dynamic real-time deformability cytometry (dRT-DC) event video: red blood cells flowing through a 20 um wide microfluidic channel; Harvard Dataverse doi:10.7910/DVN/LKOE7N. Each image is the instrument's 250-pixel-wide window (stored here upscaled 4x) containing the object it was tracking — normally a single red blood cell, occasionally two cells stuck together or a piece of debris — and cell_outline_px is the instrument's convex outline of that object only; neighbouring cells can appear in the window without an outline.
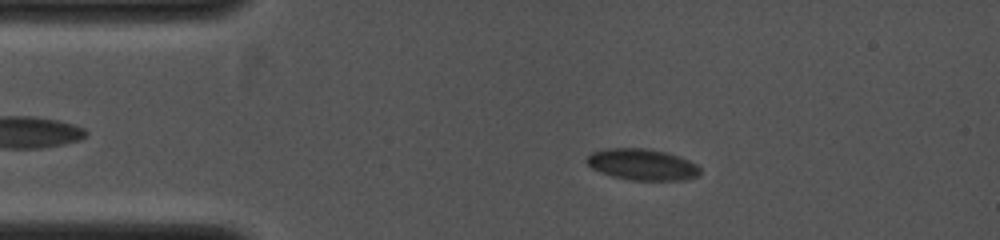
{"species": "common noctule bat (a hibernating species)", "species_latin": "Nyctalus noctula", "temperature_condition": "cold", "stored_images_in_passage": 3, "camera_frame_rate_fps": 4000, "um_per_image_px": 0.085, "animal": {"sex": "female", "body_mass_g": 19.0, "forearm_length_mm": 53.3}, "frame": {"image": 1, "passage_image": 2, "time_ms": 1.25, "image_size_px": [1000, 240], "cell_outline_px": [[700, 172], [696, 176], [684, 180], [632, 180], [612, 176], [600, 172], [592, 168], [584, 160], [592, 152], [604, 148], [644, 148], [664, 152], [688, 160], [696, 164], [700, 168]], "centroid_in_image_um": [54.54, 13.98], "position_along_channel_um": 30.5, "area_um2": 20.52}}